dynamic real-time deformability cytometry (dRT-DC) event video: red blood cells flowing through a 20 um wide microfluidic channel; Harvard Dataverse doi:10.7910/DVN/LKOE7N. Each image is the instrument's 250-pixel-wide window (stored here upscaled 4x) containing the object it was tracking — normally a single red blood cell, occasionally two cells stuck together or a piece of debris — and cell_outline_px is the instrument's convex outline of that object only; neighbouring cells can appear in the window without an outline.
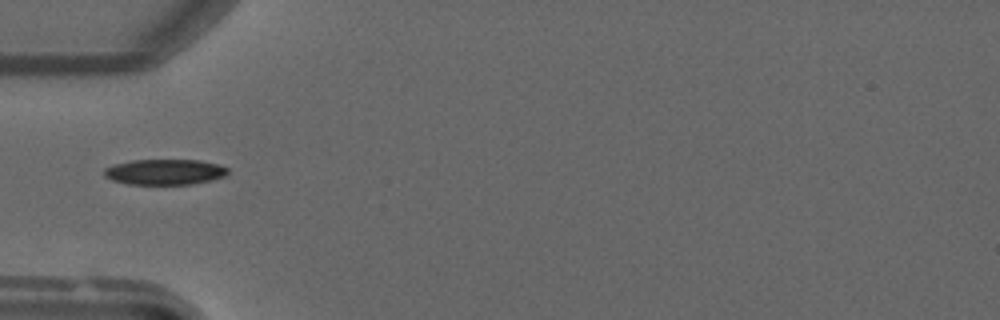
{"species": "common noctule bat (a hibernating species)", "species_latin": "Nyctalus noctula", "temperature_condition": "warm", "stored_images_in_passage": 34, "camera_frame_rate_fps": 3000, "um_per_image_px": 0.085, "animal": {"sex": "male", "forearm_length_mm": 52.5}, "frame": {"image": 1, "passage_image": 1, "time_ms": 0.0, "image_size_px": [1000, 320], "cell_outline_px": [[228, 172], [224, 176], [212, 180], [192, 184], [128, 184], [112, 180], [104, 176], [104, 168], [112, 164], [132, 160], [200, 160], [216, 164], [228, 168]], "centroid_in_image_um": [13.97, 14.61], "position_along_channel_um": 71.0, "area_um2": 18.44}}
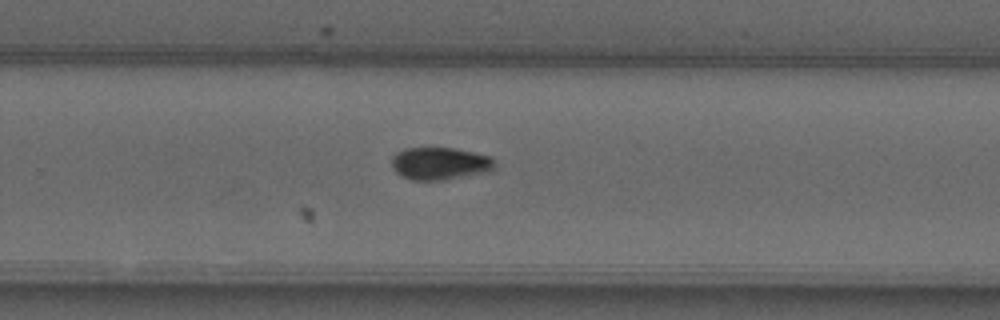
{"frame": {"image": 2, "passage_image": 17, "time_ms": 5.333, "image_size_px": [1000, 320], "cell_outline_px": [[496, 168], [488, 172], [444, 180], [412, 180], [400, 176], [392, 168], [392, 156], [396, 152], [404, 148], [452, 148], [492, 156], [496, 160]], "centroid_in_image_um": [37.41, 13.9], "position_along_channel_um": 292.4, "area_um2": 19.83}}
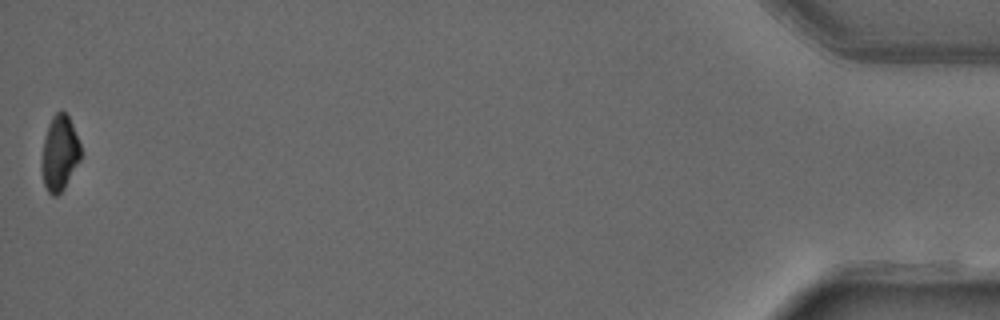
{"frame": {"image": 3, "passage_image": 34, "time_ms": 11.0, "image_size_px": [1000, 320], "cell_outline_px": [[80, 160], [64, 188], [56, 196], [52, 196], [48, 192], [44, 184], [40, 168], [40, 160], [44, 140], [48, 124], [52, 116], [60, 108], [68, 116], [72, 124], [80, 144]], "centroid_in_image_um": [5.03, 13.02], "position_along_channel_um": 430.2, "area_um2": 17.22}}